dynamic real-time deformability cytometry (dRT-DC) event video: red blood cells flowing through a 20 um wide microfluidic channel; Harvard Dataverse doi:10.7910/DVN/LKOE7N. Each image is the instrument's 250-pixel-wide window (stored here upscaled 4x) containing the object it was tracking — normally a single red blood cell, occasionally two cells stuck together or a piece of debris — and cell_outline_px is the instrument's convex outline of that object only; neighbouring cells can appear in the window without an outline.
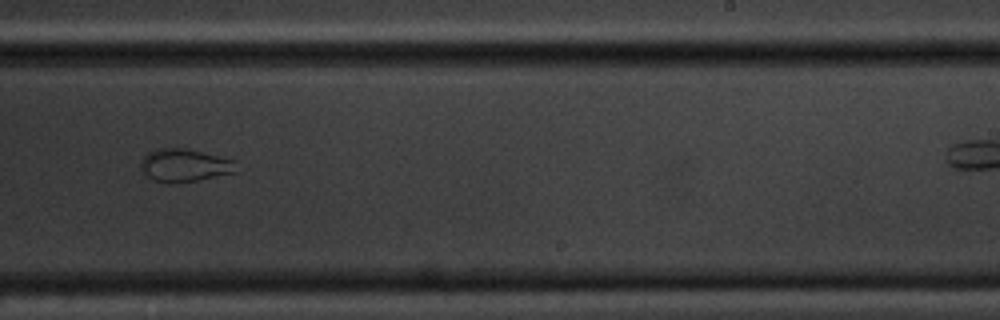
{"species": "common noctule bat (a hibernating species)", "species_latin": "Nyctalus noctula", "temperature_condition": "cold", "stored_images_in_passage": 12, "camera_frame_rate_fps": 3000, "um_per_image_px": 0.085, "animal": {"sex": "male", "body_mass_g": 20.1, "forearm_length_mm": 53.5}, "frame": {"image": 1, "passage_image": 6, "time_ms": 5.667, "image_size_px": [1000, 320], "cell_outline_px": [[236, 172], [196, 180], [156, 180], [148, 176], [140, 168], [140, 164], [144, 156], [148, 152], [156, 148], [184, 148], [236, 160]], "centroid_in_image_um": [15.71, 14.0], "position_along_channel_um": 273.3, "area_um2": 17.57}}
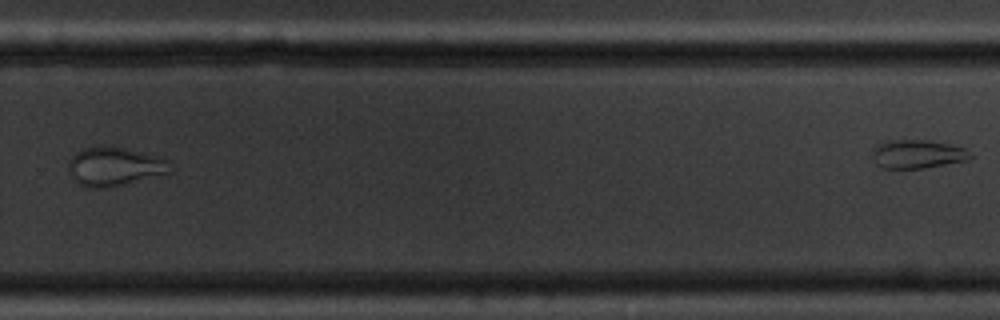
{"frame": {"image": 2, "passage_image": 7, "time_ms": 7.0, "image_size_px": [1000, 320], "cell_outline_px": [[172, 172], [108, 188], [92, 188], [80, 184], [68, 172], [68, 160], [76, 152], [84, 148], [100, 144], [124, 148], [160, 156], [168, 160]], "centroid_in_image_um": [9.72, 14.13], "position_along_channel_um": 320.1, "area_um2": 23.18}}
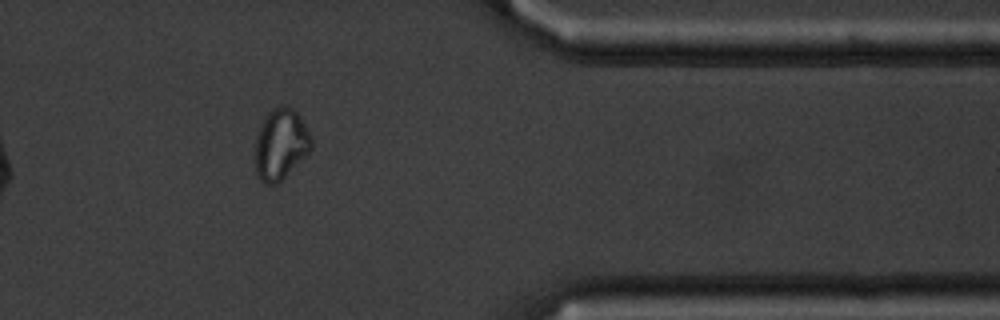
{"frame": {"image": 3, "passage_image": 10, "time_ms": 11.333, "image_size_px": [1000, 320], "cell_outline_px": [[312, 148], [276, 184], [264, 184], [256, 176], [256, 136], [264, 116], [268, 112], [280, 104], [284, 104], [292, 108], [300, 116], [312, 140]], "centroid_in_image_um": [23.83, 12.23], "position_along_channel_um": 387.6, "area_um2": 22.89}}